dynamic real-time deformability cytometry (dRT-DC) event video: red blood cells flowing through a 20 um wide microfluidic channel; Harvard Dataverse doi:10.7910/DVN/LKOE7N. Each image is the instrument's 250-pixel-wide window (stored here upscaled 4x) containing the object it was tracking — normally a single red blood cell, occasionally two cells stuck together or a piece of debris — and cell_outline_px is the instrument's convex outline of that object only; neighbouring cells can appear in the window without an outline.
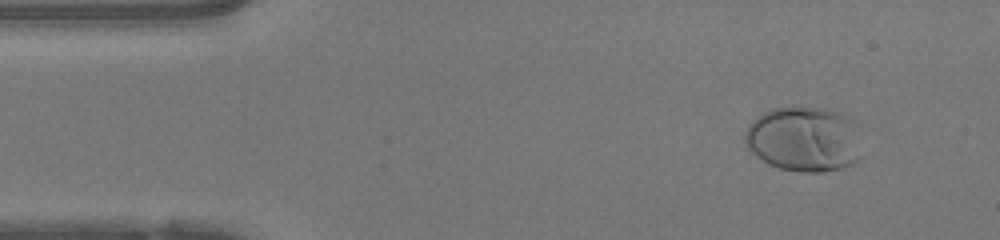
{"species": "human", "species_latin": "Homo sapiens", "temperature_condition": "warm", "stored_images_in_passage": 44, "camera_frame_rate_fps": 3000, "um_per_image_px": 0.085, "donor": {"sex": "female"}, "frame": {"image": 1, "passage_image": 1, "time_ms": 0.0, "image_size_px": [1000, 240], "cell_outline_px": [[864, 156], [860, 160], [844, 168], [820, 172], [800, 172], [780, 168], [768, 164], [752, 152], [748, 148], [744, 140], [744, 132], [748, 124], [756, 116], [772, 108], [792, 104], [828, 108], [852, 116]], "centroid_in_image_um": [68.37, 11.78], "position_along_channel_um": 16.6, "area_um2": 45.89}}
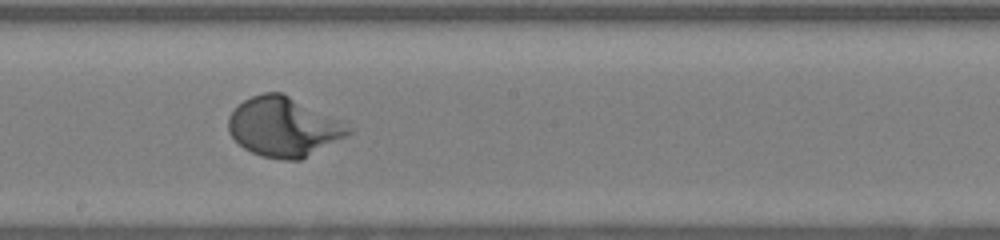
{"frame": {"image": 2, "passage_image": 22, "time_ms": 7.0, "image_size_px": [1000, 240], "cell_outline_px": [[352, 132], [300, 160], [284, 160], [260, 156], [244, 148], [228, 132], [228, 116], [244, 100], [252, 96], [264, 92], [280, 92], [344, 120], [352, 128]], "centroid_in_image_um": [24.12, 10.78], "position_along_channel_um": 224.1, "area_um2": 41.38}}
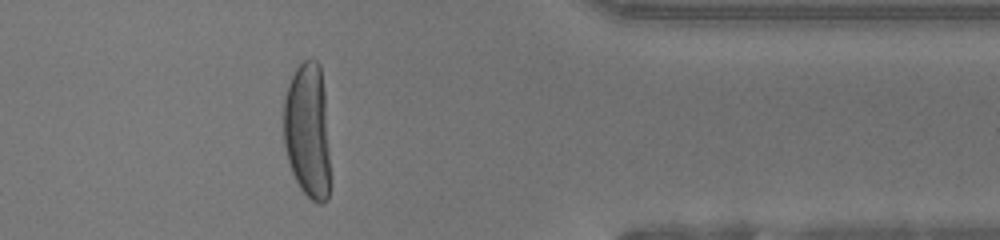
{"frame": {"image": 3, "passage_image": 35, "time_ms": 11.333, "image_size_px": [1000, 240], "cell_outline_px": [[328, 200], [324, 204], [320, 204], [312, 200], [300, 188], [292, 172], [288, 160], [284, 144], [284, 100], [288, 84], [296, 68], [304, 60], [316, 60], [320, 64], [324, 88], [328, 152]], "centroid_in_image_um": [26.13, 11.1], "position_along_channel_um": 385.3, "area_um2": 36.41}}